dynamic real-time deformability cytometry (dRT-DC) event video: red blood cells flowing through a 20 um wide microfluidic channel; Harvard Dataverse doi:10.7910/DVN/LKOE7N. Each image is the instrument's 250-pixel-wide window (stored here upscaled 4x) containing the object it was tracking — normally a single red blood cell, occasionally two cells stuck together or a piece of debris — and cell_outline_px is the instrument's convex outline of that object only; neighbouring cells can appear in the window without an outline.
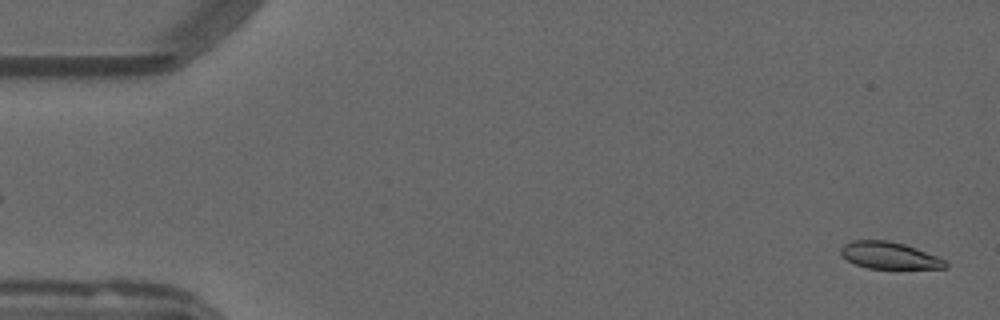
{"species": "common noctule bat (a hibernating species)", "species_latin": "Nyctalus noctula", "temperature_condition": "warm", "stored_images_in_passage": 54, "camera_frame_rate_fps": 3000, "um_per_image_px": 0.085, "animal": {"sex": "male", "forearm_length_mm": 52.5}, "frame": {"image": 1, "passage_image": 2, "time_ms": 0.333, "image_size_px": [1000, 320], "cell_outline_px": [[948, 268], [868, 268], [856, 264], [848, 260], [840, 252], [840, 248], [844, 244], [852, 240], [888, 240], [904, 244], [916, 248], [936, 256], [944, 260], [948, 264]], "centroid_in_image_um": [75.58, 21.7], "position_along_channel_um": 9.4, "area_um2": 16.18}}
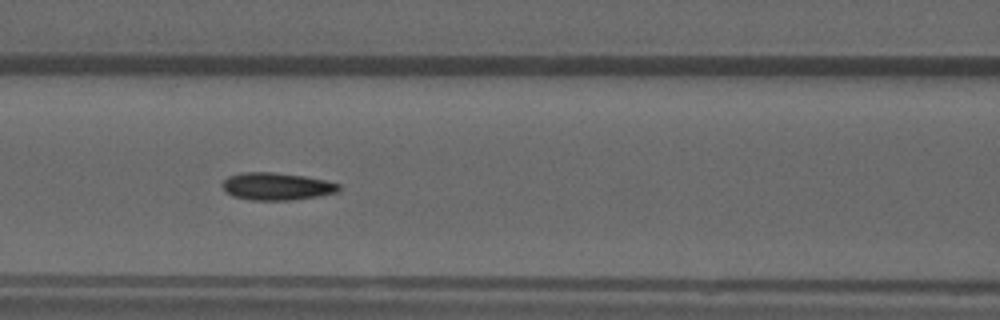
{"frame": {"image": 2, "passage_image": 23, "time_ms": 7.333, "image_size_px": [1000, 320], "cell_outline_px": [[340, 188], [336, 192], [320, 196], [292, 200], [252, 200], [232, 196], [224, 192], [220, 184], [228, 176], [244, 172], [272, 172], [304, 176], [324, 180], [340, 184]], "centroid_in_image_um": [23.47, 15.84], "position_along_channel_um": 143.1, "area_um2": 18.73}}
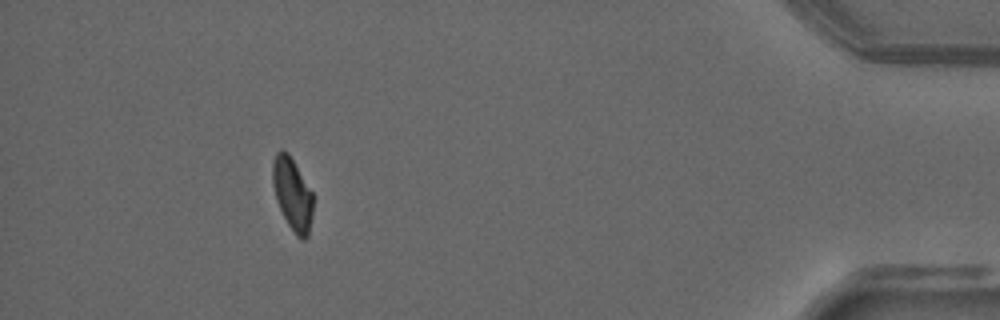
{"frame": {"image": 3, "passage_image": 49, "time_ms": 16.0, "image_size_px": [1000, 320], "cell_outline_px": [[312, 216], [308, 236], [304, 240], [296, 236], [288, 224], [276, 200], [272, 184], [272, 160], [276, 152], [280, 148], [288, 152], [312, 192]], "centroid_in_image_um": [24.83, 16.47], "position_along_channel_um": 410.4, "area_um2": 17.05}, "authors_computed_cell_mechanics": {"area_um2": 18.0336, "velocity_mm_per_s": 3.8014, "shape_relaxation_time_tau1_ms": 7.221, "shape_relaxation_time_tau2_ms": 2.5012, "deformation_change_tau1": 0.1848, "deformation_change_tau2": 0.0728}}